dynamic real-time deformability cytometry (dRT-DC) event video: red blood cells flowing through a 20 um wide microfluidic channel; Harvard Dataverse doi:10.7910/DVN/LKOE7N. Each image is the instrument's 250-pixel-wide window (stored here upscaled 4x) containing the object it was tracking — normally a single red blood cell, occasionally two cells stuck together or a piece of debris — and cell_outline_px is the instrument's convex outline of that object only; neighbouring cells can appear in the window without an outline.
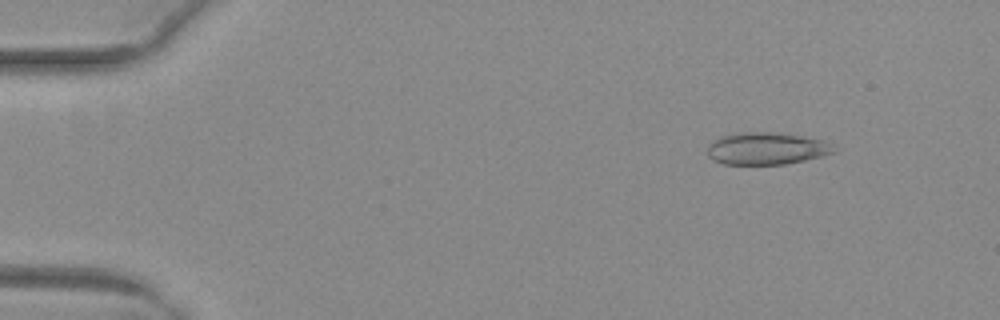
{"species": "common noctule bat (a hibernating species)", "species_latin": "Nyctalus noctula", "temperature_condition": "warm", "stored_images_in_passage": 52, "camera_frame_rate_fps": 3000, "um_per_image_px": 0.085, "animal": {"sex": "female", "body_mass_g": 29.2, "forearm_length_mm": 56.3}, "frame": {"image": 1, "passage_image": 7, "time_ms": 2.0, "image_size_px": [1000, 320], "cell_outline_px": [[836, 152], [804, 160], [784, 164], [724, 164], [712, 160], [708, 156], [708, 144], [720, 136], [740, 132], [776, 132], [824, 140], [832, 144], [836, 148]], "centroid_in_image_um": [65.14, 12.62], "position_along_channel_um": 19.9, "area_um2": 23.76}}
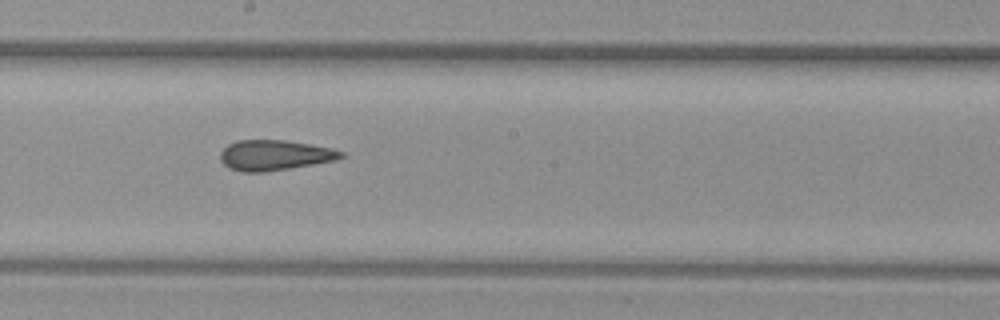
{"frame": {"image": 2, "passage_image": 30, "time_ms": 9.667, "image_size_px": [1000, 320], "cell_outline_px": [[344, 156], [336, 160], [264, 172], [240, 172], [228, 168], [220, 160], [220, 152], [228, 144], [236, 140], [284, 140], [332, 148], [344, 152]], "centroid_in_image_um": [23.3, 13.19], "position_along_channel_um": 224.9, "area_um2": 21.27}}
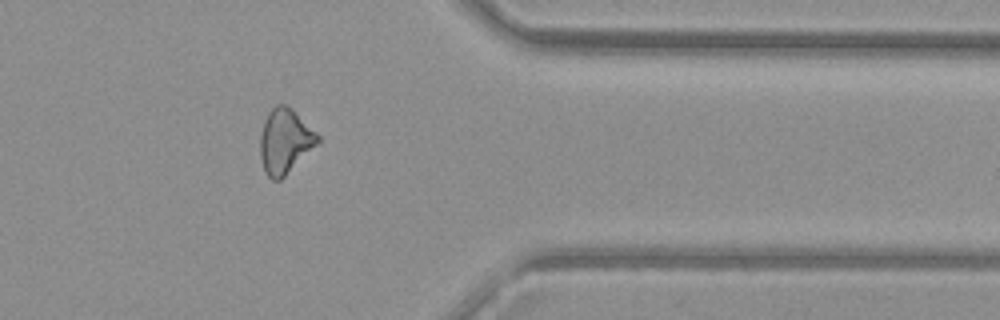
{"frame": {"image": 3, "passage_image": 43, "time_ms": 14.0, "image_size_px": [1000, 320], "cell_outline_px": [[320, 144], [280, 180], [272, 180], [264, 172], [260, 156], [260, 136], [264, 120], [268, 112], [276, 104], [284, 104], [292, 108], [320, 136]], "centroid_in_image_um": [24.24, 12.01], "position_along_channel_um": 387.2, "area_um2": 22.02}, "authors_computed_cell_mechanics": {"area_um2": 22.4264, "velocity_mm_per_s": 4.0563, "shape_relaxation_time_tau1_ms": null, "shape_relaxation_time_tau2_ms": 2.5391, "deformation_change_tau1": null, "deformation_change_tau2": 0.1024}}